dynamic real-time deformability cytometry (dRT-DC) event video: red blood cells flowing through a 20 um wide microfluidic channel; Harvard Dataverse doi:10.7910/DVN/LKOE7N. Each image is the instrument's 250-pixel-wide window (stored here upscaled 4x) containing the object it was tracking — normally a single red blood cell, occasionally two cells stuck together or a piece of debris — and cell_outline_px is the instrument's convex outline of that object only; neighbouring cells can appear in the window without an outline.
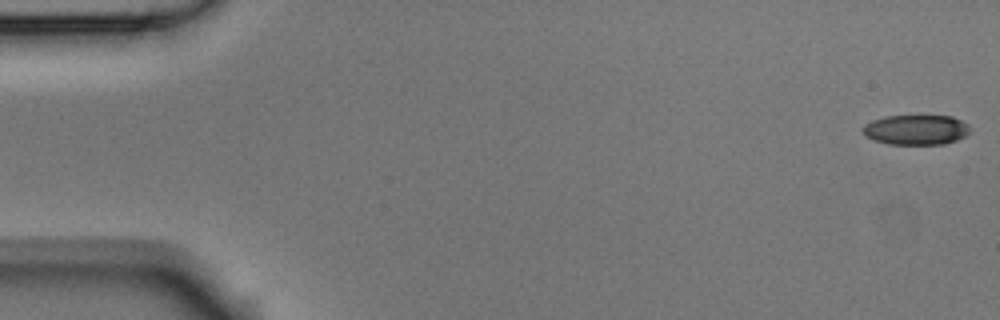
{"species": "Egyptian fruit bat (a non-hibernating species)", "species_latin": "Rousettus aegyptiacus", "temperature_condition": "room temperature", "stored_images_in_passage": 6, "segment_of_instrument_passage": [2, 2], "camera_frame_rate_fps": 3000, "um_per_image_px": 0.085, "animal": {"sex": "male"}, "frame": {"image": 1, "passage_image": 6, "time_ms": 1.667, "image_size_px": [1000, 320], "cell_outline_px": [[968, 132], [964, 136], [956, 140], [944, 144], [888, 144], [864, 136], [860, 132], [860, 128], [864, 124], [872, 120], [884, 116], [952, 116], [968, 124]], "centroid_in_image_um": [77.79, 11.03], "position_along_channel_um": 7.2, "area_um2": 18.79}}